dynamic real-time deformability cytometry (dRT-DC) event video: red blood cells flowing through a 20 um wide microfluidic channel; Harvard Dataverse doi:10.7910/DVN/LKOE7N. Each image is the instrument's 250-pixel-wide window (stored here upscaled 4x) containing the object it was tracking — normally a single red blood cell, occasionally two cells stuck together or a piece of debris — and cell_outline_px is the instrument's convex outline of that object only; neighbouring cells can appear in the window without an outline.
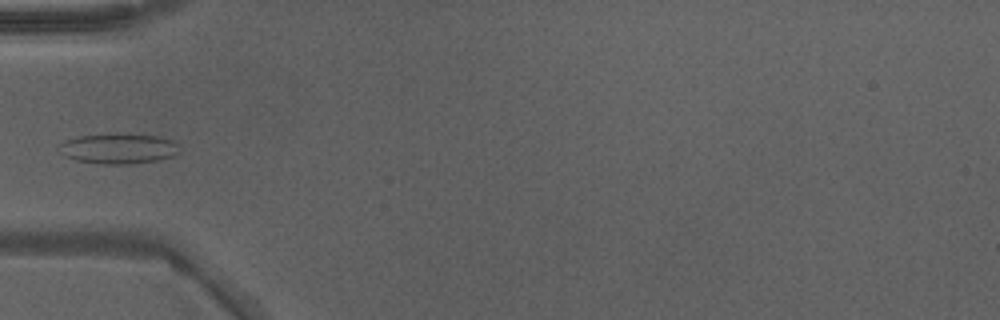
{"species": "Egyptian fruit bat (a non-hibernating species)", "species_latin": "Rousettus aegyptiacus", "temperature_condition": "warm", "stored_images_in_passage": 33, "camera_frame_rate_fps": 3000, "um_per_image_px": 0.085, "animal": {"sex": "male"}, "frame": {"image": 1, "passage_image": 1, "time_ms": 0.0, "image_size_px": [1000, 320], "cell_outline_px": [[176, 152], [172, 156], [156, 160], [128, 164], [104, 164], [76, 160], [60, 152], [60, 144], [64, 140], [80, 136], [156, 136], [172, 140], [176, 144]], "centroid_in_image_um": [10.03, 12.67], "position_along_channel_um": 75.0, "area_um2": 19.94}}
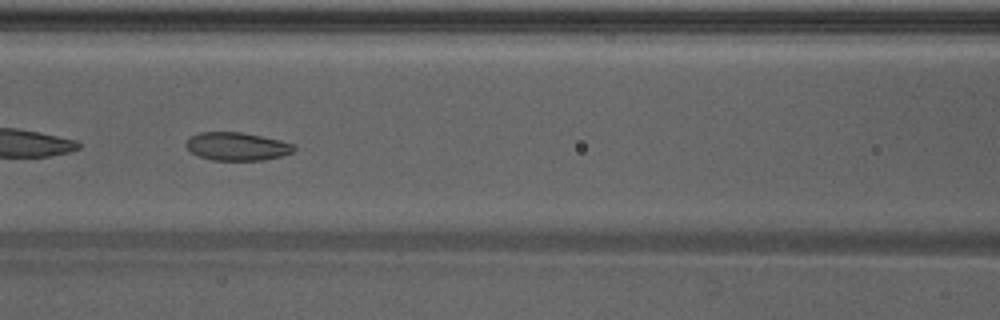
{"frame": {"image": 2, "passage_image": 6, "time_ms": 1.667, "image_size_px": [1000, 320], "cell_outline_px": [[296, 148], [292, 152], [284, 156], [264, 160], [212, 160], [200, 156], [192, 152], [184, 144], [192, 136], [200, 132], [240, 132], [280, 140], [296, 144]], "centroid_in_image_um": [20.19, 12.45], "position_along_channel_um": 146.4, "area_um2": 17.63}}